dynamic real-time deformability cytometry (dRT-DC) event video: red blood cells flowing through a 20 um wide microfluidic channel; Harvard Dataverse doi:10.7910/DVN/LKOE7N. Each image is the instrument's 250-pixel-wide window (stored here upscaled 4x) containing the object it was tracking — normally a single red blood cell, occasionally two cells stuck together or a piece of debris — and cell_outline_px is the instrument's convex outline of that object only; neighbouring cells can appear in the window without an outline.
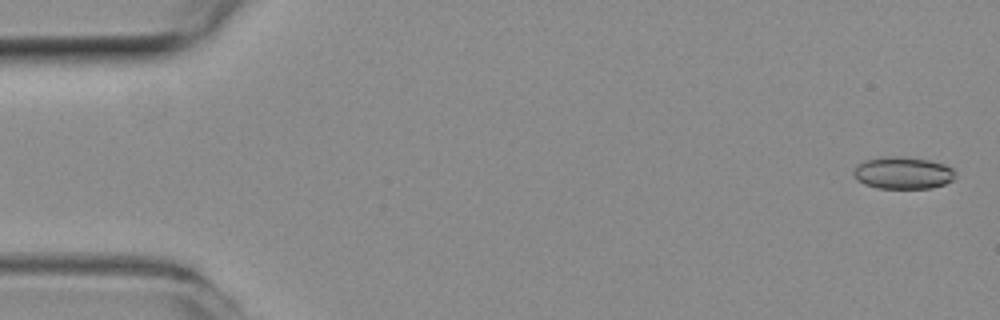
{"species": "common noctule bat (a hibernating species)", "species_latin": "Nyctalus noctula", "temperature_condition": "room temperature", "stored_images_in_passage": 50, "camera_frame_rate_fps": 3000, "um_per_image_px": 0.085, "animal": {"sex": "female", "body_mass_g": 19.3, "forearm_length_mm": 54.1}, "frame": {"image": 1, "passage_image": 2, "time_ms": 0.333, "image_size_px": [1000, 320], "cell_outline_px": [[956, 176], [952, 180], [944, 184], [932, 188], [876, 188], [864, 184], [856, 180], [852, 176], [852, 172], [856, 164], [864, 160], [880, 156], [900, 156], [928, 160], [944, 164], [952, 168], [956, 172]], "centroid_in_image_um": [76.69, 14.69], "position_along_channel_um": 8.3, "area_um2": 19.42}}
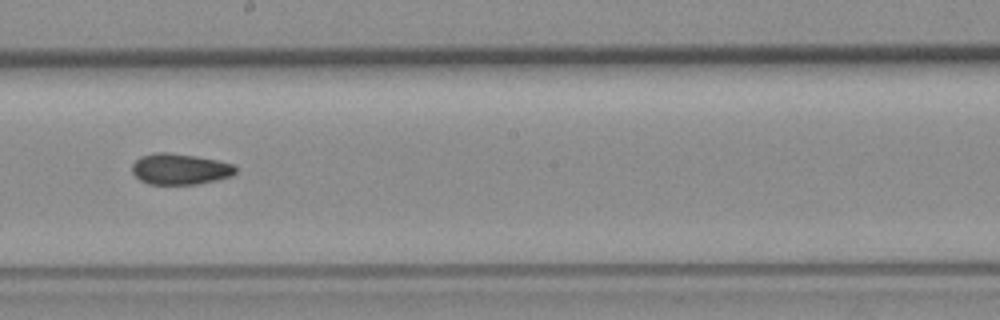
{"frame": {"image": 2, "passage_image": 29, "time_ms": 9.333, "image_size_px": [1000, 320], "cell_outline_px": [[236, 172], [232, 176], [216, 180], [196, 184], [148, 184], [140, 180], [132, 172], [132, 164], [140, 156], [156, 152], [168, 152], [196, 156], [216, 160], [232, 164], [236, 168]], "centroid_in_image_um": [15.28, 14.37], "position_along_channel_um": 232.9, "area_um2": 18.67}}
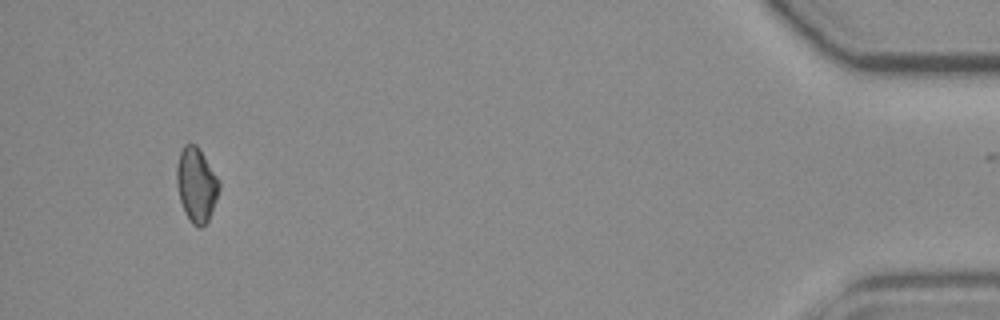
{"frame": {"image": 3, "passage_image": 49, "time_ms": 16.0, "image_size_px": [1000, 320], "cell_outline_px": [[220, 188], [216, 200], [208, 220], [200, 228], [192, 224], [184, 212], [180, 200], [176, 184], [176, 168], [180, 152], [184, 144], [196, 144], [220, 180]], "centroid_in_image_um": [16.69, 15.7], "position_along_channel_um": 418.5, "area_um2": 18.38}, "authors_computed_cell_mechanics": {"area_um2": 18.7272, "velocity_mm_per_s": 3.9874, "shape_relaxation_time_tau1_ms": null, "shape_relaxation_time_tau2_ms": 7.6585, "deformation_change_tau1": null, "deformation_change_tau2": 0.1385}}